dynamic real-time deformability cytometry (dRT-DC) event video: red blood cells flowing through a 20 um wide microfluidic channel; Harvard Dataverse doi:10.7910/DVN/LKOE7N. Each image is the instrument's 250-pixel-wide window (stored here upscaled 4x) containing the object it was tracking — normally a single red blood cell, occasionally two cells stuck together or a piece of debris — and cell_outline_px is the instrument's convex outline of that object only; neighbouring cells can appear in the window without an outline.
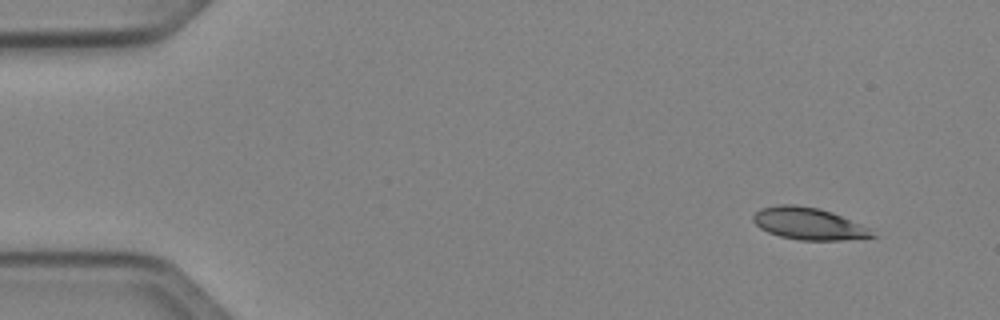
{"species": "Egyptian fruit bat (a non-hibernating species)", "species_latin": "Rousettus aegyptiacus", "temperature_condition": "cold", "stored_images_in_passage": 47, "camera_frame_rate_fps": 3000, "um_per_image_px": 0.085, "animal": {"sex": "female"}, "frame": {"image": 1, "passage_image": 1, "time_ms": 0.0, "image_size_px": [1000, 320], "cell_outline_px": [[880, 236], [844, 240], [800, 240], [780, 236], [768, 232], [760, 228], [752, 220], [752, 216], [760, 208], [780, 204], [796, 204], [820, 208], [832, 212], [872, 228]], "centroid_in_image_um": [68.79, 19.01], "position_along_channel_um": 16.2, "area_um2": 22.6}}
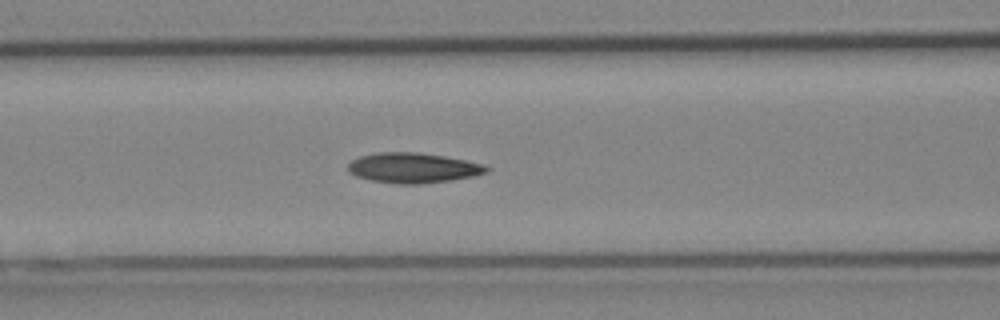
{"frame": {"image": 2, "passage_image": 18, "time_ms": 5.667, "image_size_px": [1000, 320], "cell_outline_px": [[492, 168], [488, 172], [472, 176], [448, 180], [420, 184], [400, 184], [372, 180], [356, 176], [348, 172], [348, 164], [352, 160], [360, 156], [376, 152], [416, 152], [444, 156], [484, 164]], "centroid_in_image_um": [35.1, 14.26], "position_along_channel_um": 131.5, "area_um2": 24.22}}
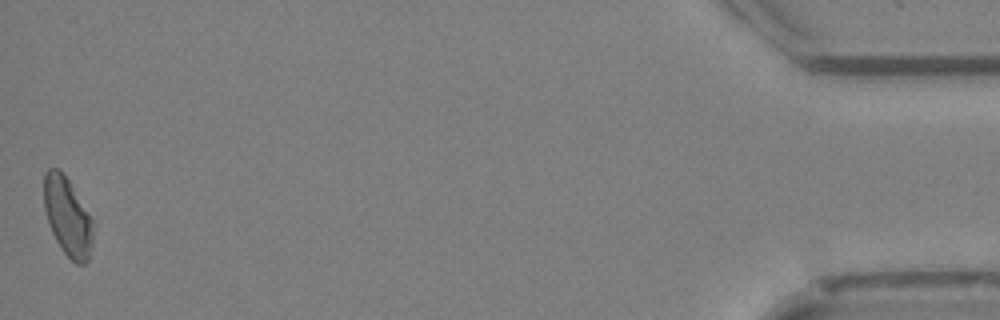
{"frame": {"image": 3, "passage_image": 47, "time_ms": 15.333, "image_size_px": [1000, 320], "cell_outline_px": [[92, 244], [88, 260], [84, 264], [76, 264], [60, 248], [52, 232], [44, 208], [44, 172], [48, 168], [60, 168], [68, 180], [92, 220]], "centroid_in_image_um": [5.72, 18.41], "position_along_channel_um": 429.5, "area_um2": 22.08}}